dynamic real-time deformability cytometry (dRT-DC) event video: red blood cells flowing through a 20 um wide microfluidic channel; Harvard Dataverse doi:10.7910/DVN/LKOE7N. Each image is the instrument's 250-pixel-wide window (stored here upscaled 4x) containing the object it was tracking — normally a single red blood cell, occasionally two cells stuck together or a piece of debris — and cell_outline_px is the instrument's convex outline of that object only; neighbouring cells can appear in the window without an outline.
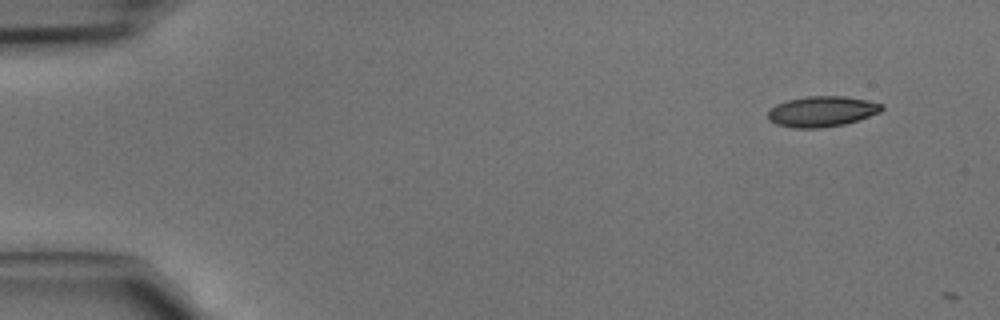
{"species": "common noctule bat (a hibernating species)", "species_latin": "Nyctalus noctula", "temperature_condition": "cold", "stored_images_in_passage": 3, "camera_frame_rate_fps": 3000, "um_per_image_px": 0.085, "animal": {"sex": "male", "body_mass_g": 15.6}, "frame": {"image": 1, "passage_image": 1, "time_ms": 0.0, "image_size_px": [1000, 320], "cell_outline_px": [[884, 108], [880, 112], [844, 124], [820, 128], [792, 128], [776, 124], [768, 120], [768, 112], [776, 104], [788, 100], [808, 96], [844, 96], [868, 100], [884, 104]], "centroid_in_image_um": [69.86, 9.47], "position_along_channel_um": 15.1, "area_um2": 20.23}}